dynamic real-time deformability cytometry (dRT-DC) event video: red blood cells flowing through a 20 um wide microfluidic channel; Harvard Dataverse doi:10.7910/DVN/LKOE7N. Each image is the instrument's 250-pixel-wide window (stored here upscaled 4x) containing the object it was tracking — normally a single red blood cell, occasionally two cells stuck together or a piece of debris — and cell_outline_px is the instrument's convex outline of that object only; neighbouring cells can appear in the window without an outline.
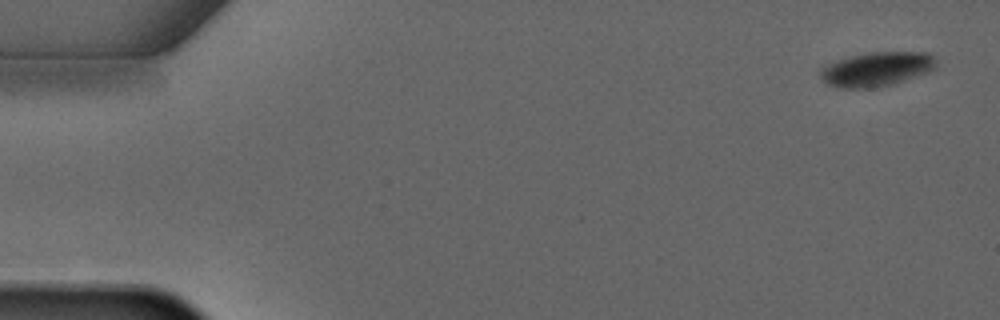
{"species": "common noctule bat (a hibernating species)", "species_latin": "Nyctalus noctula", "temperature_condition": "warm", "stored_images_in_passage": 6, "camera_frame_rate_fps": 3000, "um_per_image_px": 0.085, "animal": {"sex": "male", "forearm_length_mm": 52.5}, "frame": {"image": 1, "passage_image": 1, "time_ms": 0.0, "image_size_px": [1000, 320], "cell_outline_px": [[936, 68], [928, 72], [892, 84], [868, 88], [840, 88], [828, 84], [820, 76], [820, 68], [828, 64], [852, 56], [872, 52], [928, 52], [936, 60]], "centroid_in_image_um": [74.53, 5.87], "position_along_channel_um": 10.5, "area_um2": 22.83}}
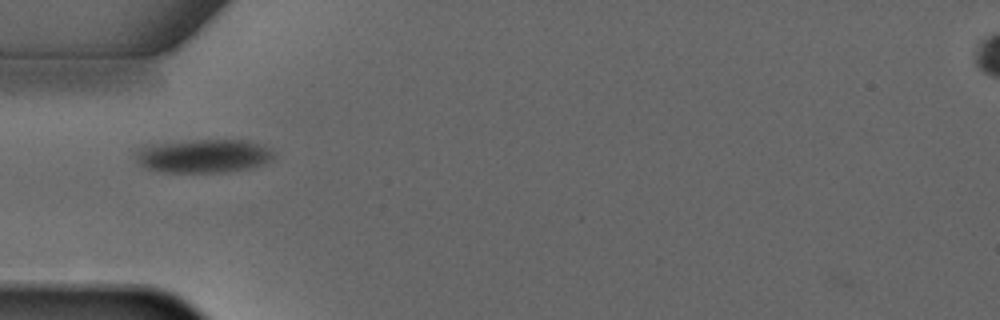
{"frame": {"image": 2, "passage_image": 4, "time_ms": 4.333, "image_size_px": [1000, 320], "cell_outline_px": [[276, 152], [272, 160], [248, 168], [224, 172], [168, 172], [148, 168], [140, 164], [132, 156], [132, 152], [140, 148], [152, 144], [192, 140], [248, 140], [272, 148]], "centroid_in_image_um": [17.3, 13.24], "position_along_channel_um": 67.7, "area_um2": 27.11}}
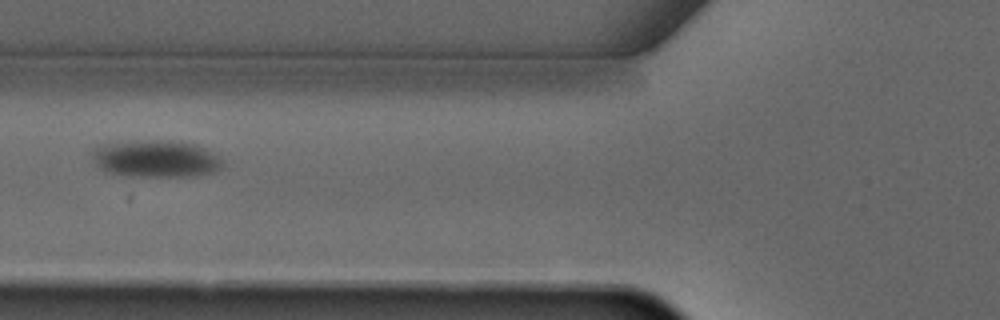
{"frame": {"image": 3, "passage_image": 5, "time_ms": 5.333, "image_size_px": [1000, 320], "cell_outline_px": [[224, 164], [220, 168], [212, 172], [196, 176], [132, 176], [112, 172], [100, 168], [92, 160], [92, 148], [104, 144], [152, 140], [180, 140], [196, 144], [204, 148], [224, 160]], "centroid_in_image_um": [13.28, 13.48], "position_along_channel_um": 112.5, "area_um2": 28.15}}